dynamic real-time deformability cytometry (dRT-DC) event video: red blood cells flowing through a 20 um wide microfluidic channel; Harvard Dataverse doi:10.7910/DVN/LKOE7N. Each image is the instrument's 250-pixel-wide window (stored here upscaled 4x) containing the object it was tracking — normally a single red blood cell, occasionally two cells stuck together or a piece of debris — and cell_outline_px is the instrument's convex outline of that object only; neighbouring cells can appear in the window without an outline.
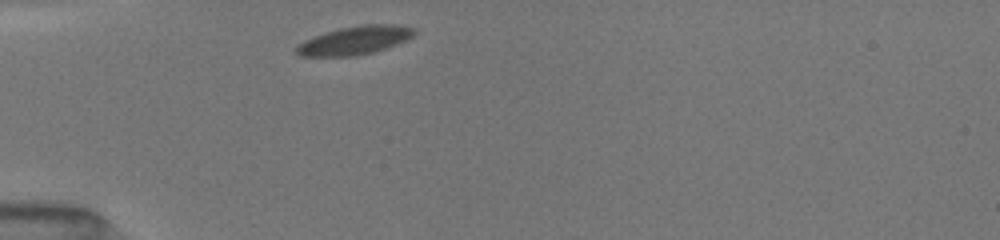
{"species": "common noctule bat (a hibernating species)", "species_latin": "Nyctalus noctula", "temperature_condition": "room temperature", "stored_images_in_passage": 38, "camera_frame_rate_fps": 3000, "um_per_image_px": 0.085, "animal": {"sex": "female", "body_mass_g": 19.5, "forearm_length_mm": 54.1}, "frame": {"image": 1, "passage_image": 1, "time_ms": 0.0, "image_size_px": [1000, 240], "cell_outline_px": [[416, 32], [412, 36], [396, 44], [372, 52], [356, 56], [300, 56], [296, 52], [296, 48], [304, 40], [340, 28], [360, 24], [392, 24], [416, 28]], "centroid_in_image_um": [30.17, 3.42], "position_along_channel_um": 54.8, "area_um2": 19.19}}
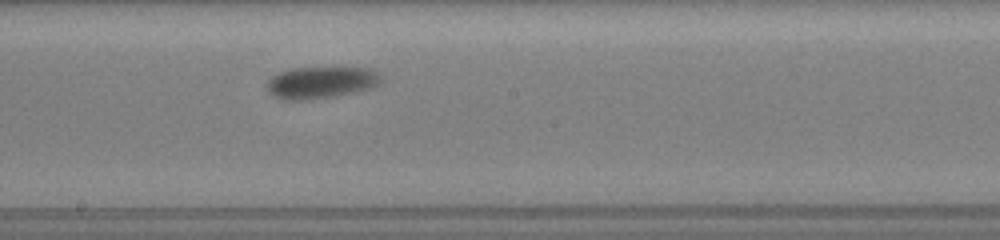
{"frame": {"image": 2, "passage_image": 15, "time_ms": 4.667, "image_size_px": [1000, 240], "cell_outline_px": [[384, 76], [380, 84], [372, 88], [356, 92], [312, 100], [280, 100], [272, 96], [268, 92], [264, 84], [272, 76], [280, 72], [292, 68], [336, 64], [372, 68]], "centroid_in_image_um": [27.34, 6.96], "position_along_channel_um": 220.9, "area_um2": 22.89}}
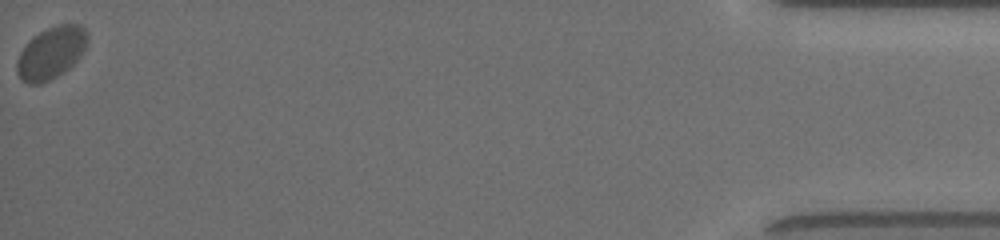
{"frame": {"image": 3, "passage_image": 38, "time_ms": 12.333, "image_size_px": [1000, 240], "cell_outline_px": [[88, 40], [80, 56], [64, 72], [40, 84], [28, 84], [16, 72], [16, 60], [20, 52], [40, 32], [48, 28], [60, 24], [80, 24], [88, 32]], "centroid_in_image_um": [4.36, 4.49], "position_along_channel_um": 430.8, "area_um2": 20.98}, "authors_computed_cell_mechanics": {"area_um2": 20.8369, "velocity_mm_per_s": 3.8705, "shape_relaxation_time_tau1_ms": 8.2547, "shape_relaxation_time_tau2_ms": null, "deformation_change_tau1": 0.2267, "deformation_change_tau2": null}}